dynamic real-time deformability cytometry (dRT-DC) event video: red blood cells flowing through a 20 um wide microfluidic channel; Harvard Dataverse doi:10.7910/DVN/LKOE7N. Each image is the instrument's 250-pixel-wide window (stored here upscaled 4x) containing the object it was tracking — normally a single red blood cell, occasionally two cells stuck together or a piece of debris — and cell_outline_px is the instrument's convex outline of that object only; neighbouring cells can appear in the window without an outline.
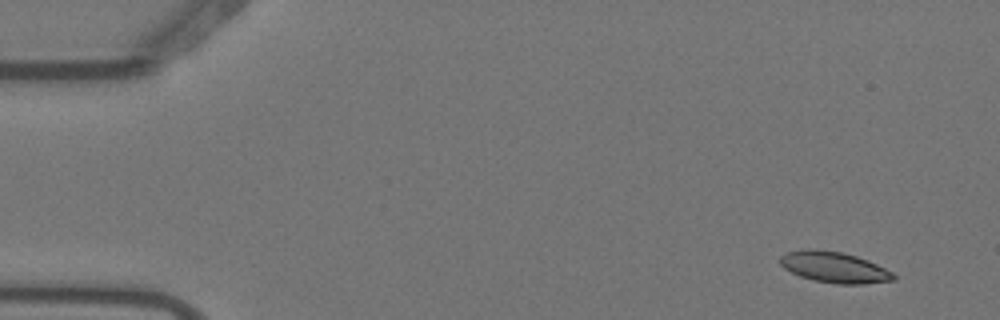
{"species": "Egyptian fruit bat (a non-hibernating species)", "species_latin": "Rousettus aegyptiacus", "temperature_condition": "warm", "stored_images_in_passage": 4, "camera_frame_rate_fps": 3000, "um_per_image_px": 0.085, "animal": {"sex": "female"}, "frame": {"image": 1, "passage_image": 1, "time_ms": 0.0, "image_size_px": [1000, 320], "cell_outline_px": [[896, 280], [864, 284], [836, 284], [812, 280], [800, 276], [784, 268], [780, 264], [780, 256], [788, 252], [808, 248], [812, 248], [844, 252], [868, 260], [892, 272], [896, 276]], "centroid_in_image_um": [70.92, 22.71], "position_along_channel_um": 14.1, "area_um2": 20.58}}